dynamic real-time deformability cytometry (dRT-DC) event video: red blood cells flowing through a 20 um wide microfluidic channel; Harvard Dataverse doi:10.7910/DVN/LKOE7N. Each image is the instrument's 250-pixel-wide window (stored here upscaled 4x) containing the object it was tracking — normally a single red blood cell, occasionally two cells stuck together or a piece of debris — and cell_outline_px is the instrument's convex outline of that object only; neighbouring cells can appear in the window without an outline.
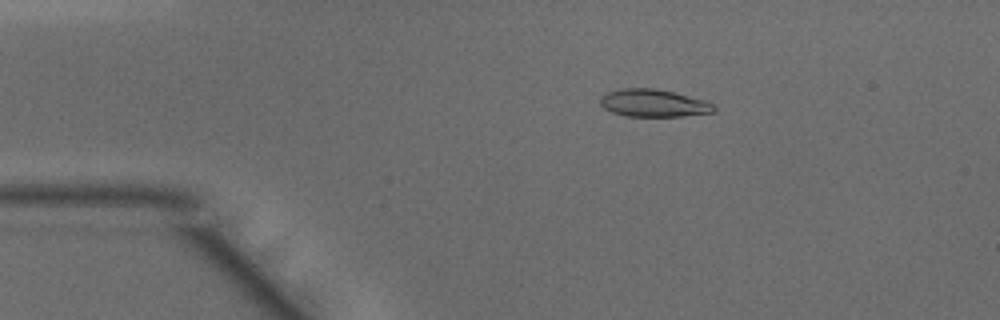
{"species": "common noctule bat (a hibernating species)", "species_latin": "Nyctalus noctula", "temperature_condition": "warm", "stored_images_in_passage": 40, "camera_frame_rate_fps": 3000, "um_per_image_px": 0.085, "animal": {"sex": "male", "body_mass_g": 15.6}, "frame": {"image": 1, "passage_image": 1, "time_ms": 0.0, "image_size_px": [1000, 320], "cell_outline_px": [[716, 108], [712, 112], [680, 116], [628, 116], [612, 112], [604, 108], [600, 104], [600, 96], [608, 92], [620, 88], [656, 88], [704, 100], [712, 104]], "centroid_in_image_um": [55.5, 8.75], "position_along_channel_um": 29.5, "area_um2": 18.03}}
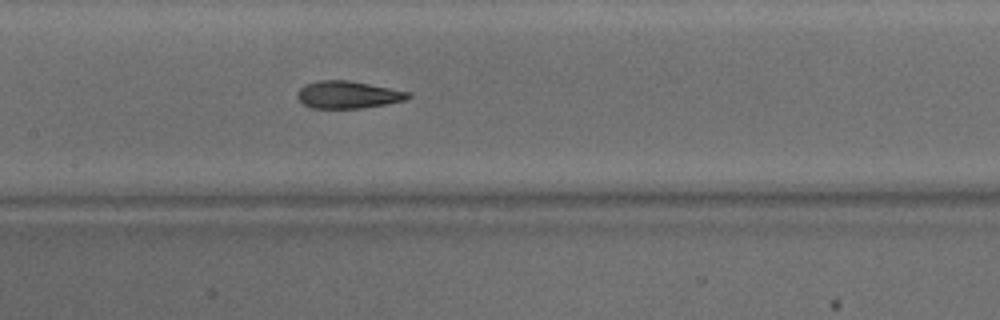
{"frame": {"image": 2, "passage_image": 15, "time_ms": 4.667, "image_size_px": [1000, 320], "cell_outline_px": [[412, 96], [404, 100], [388, 104], [360, 108], [312, 108], [304, 104], [296, 96], [296, 92], [304, 84], [320, 80], [348, 80], [412, 92]], "centroid_in_image_um": [29.58, 8.04], "position_along_channel_um": 177.8, "area_um2": 17.74}}
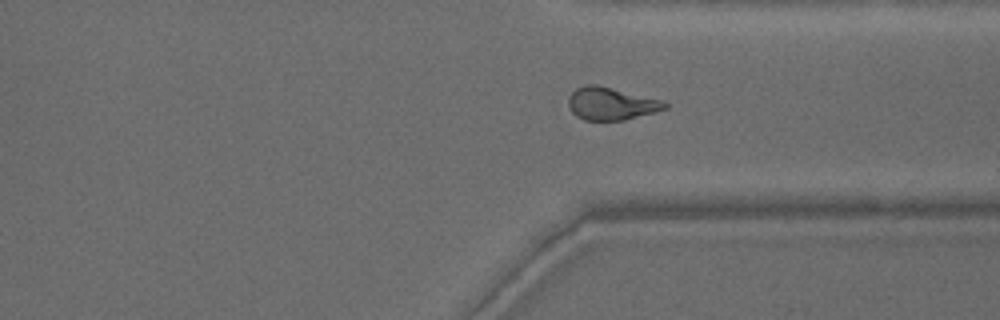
{"frame": {"image": 3, "passage_image": 28, "time_ms": 9.0, "image_size_px": [1000, 320], "cell_outline_px": [[668, 108], [624, 120], [584, 120], [576, 116], [572, 112], [568, 104], [568, 96], [576, 88], [584, 84], [596, 84], [664, 100], [668, 104]], "centroid_in_image_um": [51.94, 8.8], "position_along_channel_um": 359.5, "area_um2": 18.44}, "authors_computed_cell_mechanics": {"area_um2": 18.4382, "velocity_mm_per_s": 4.1942, "shape_relaxation_time_tau1_ms": 5.6307, "shape_relaxation_time_tau2_ms": 1.5859, "deformation_change_tau1": 0.2161, "deformation_change_tau2": 0.0798}}